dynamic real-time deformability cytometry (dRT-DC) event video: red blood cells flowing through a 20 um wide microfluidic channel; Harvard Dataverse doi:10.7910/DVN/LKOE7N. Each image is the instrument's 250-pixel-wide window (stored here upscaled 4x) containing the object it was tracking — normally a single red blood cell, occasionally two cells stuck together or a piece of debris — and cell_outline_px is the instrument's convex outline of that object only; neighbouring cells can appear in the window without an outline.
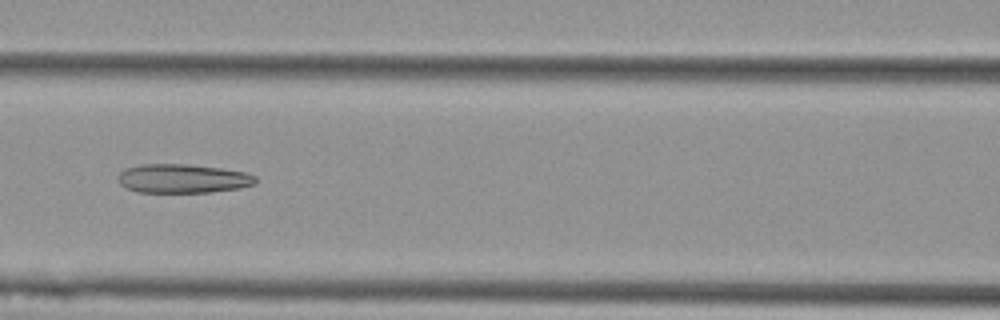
{"species": "Egyptian fruit bat (a non-hibernating species)", "species_latin": "Rousettus aegyptiacus", "temperature_condition": "cold", "stored_images_in_passage": 8, "camera_frame_rate_fps": 3000, "um_per_image_px": 0.085, "animal": {"sex": "female"}, "frame": {"image": 1, "passage_image": 6, "time_ms": 1.667, "image_size_px": [1000, 320], "cell_outline_px": [[256, 184], [240, 188], [208, 192], [140, 192], [128, 188], [120, 184], [116, 180], [116, 176], [120, 172], [128, 168], [140, 164], [188, 164], [220, 168], [244, 172], [256, 176]], "centroid_in_image_um": [15.52, 15.17], "position_along_channel_um": 151.1, "area_um2": 23.18}}
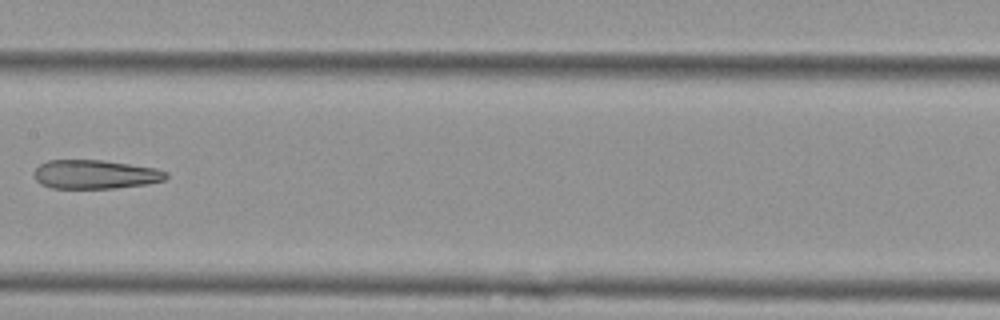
{"frame": {"image": 2, "passage_image": 7, "time_ms": 2.0, "image_size_px": [1000, 320], "cell_outline_px": [[168, 176], [164, 180], [148, 184], [116, 188], [52, 188], [40, 184], [36, 180], [32, 172], [40, 164], [48, 160], [104, 160], [156, 168], [168, 172]], "centroid_in_image_um": [8.09, 14.82], "position_along_channel_um": 199.3, "area_um2": 22.43}}
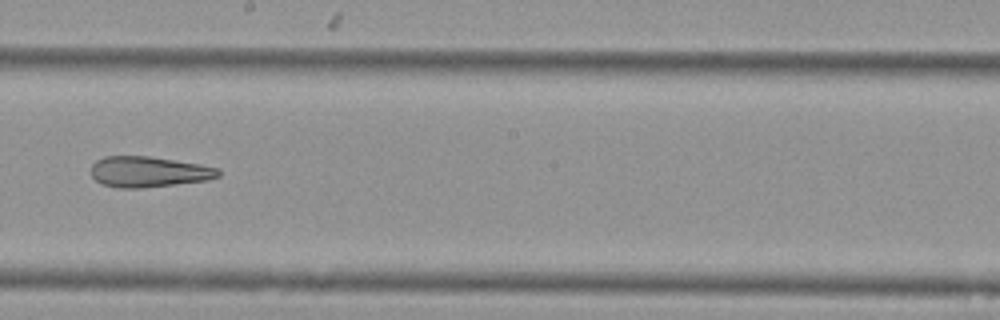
{"frame": {"image": 3, "passage_image": 8, "time_ms": 2.333, "image_size_px": [1000, 320], "cell_outline_px": [[220, 176], [208, 180], [176, 184], [140, 188], [120, 188], [100, 184], [92, 176], [92, 164], [96, 160], [104, 156], [148, 156], [200, 164], [220, 168]], "centroid_in_image_um": [12.64, 14.6], "position_along_channel_um": 235.6, "area_um2": 22.83}}